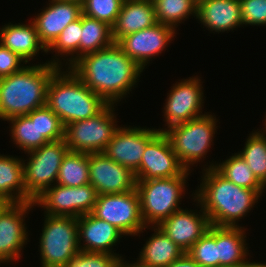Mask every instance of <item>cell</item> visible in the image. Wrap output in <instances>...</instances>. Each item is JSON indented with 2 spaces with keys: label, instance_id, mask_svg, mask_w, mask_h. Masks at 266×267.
I'll return each mask as SVG.
<instances>
[{
  "label": "cell",
  "instance_id": "6da1fadb",
  "mask_svg": "<svg viewBox=\"0 0 266 267\" xmlns=\"http://www.w3.org/2000/svg\"><path fill=\"white\" fill-rule=\"evenodd\" d=\"M69 68L106 103L116 106L137 85L143 72L116 43L81 56Z\"/></svg>",
  "mask_w": 266,
  "mask_h": 267
},
{
  "label": "cell",
  "instance_id": "7a4b0ae2",
  "mask_svg": "<svg viewBox=\"0 0 266 267\" xmlns=\"http://www.w3.org/2000/svg\"><path fill=\"white\" fill-rule=\"evenodd\" d=\"M202 171V182L194 193V202L197 201V206L202 207L211 225L238 227V221L255 207L261 195L255 190L234 184L215 168L203 167Z\"/></svg>",
  "mask_w": 266,
  "mask_h": 267
},
{
  "label": "cell",
  "instance_id": "3957f363",
  "mask_svg": "<svg viewBox=\"0 0 266 267\" xmlns=\"http://www.w3.org/2000/svg\"><path fill=\"white\" fill-rule=\"evenodd\" d=\"M59 68L46 61L0 78V119L27 115L46 105L49 81Z\"/></svg>",
  "mask_w": 266,
  "mask_h": 267
},
{
  "label": "cell",
  "instance_id": "277c9868",
  "mask_svg": "<svg viewBox=\"0 0 266 267\" xmlns=\"http://www.w3.org/2000/svg\"><path fill=\"white\" fill-rule=\"evenodd\" d=\"M64 69L60 67L52 75L47 88L46 105L66 126L96 116L108 103L90 90L70 68Z\"/></svg>",
  "mask_w": 266,
  "mask_h": 267
},
{
  "label": "cell",
  "instance_id": "5b68a950",
  "mask_svg": "<svg viewBox=\"0 0 266 267\" xmlns=\"http://www.w3.org/2000/svg\"><path fill=\"white\" fill-rule=\"evenodd\" d=\"M190 173L186 170L181 176L136 182L141 214L146 226H158L181 209L179 203L182 195H185L186 179Z\"/></svg>",
  "mask_w": 266,
  "mask_h": 267
},
{
  "label": "cell",
  "instance_id": "8992f818",
  "mask_svg": "<svg viewBox=\"0 0 266 267\" xmlns=\"http://www.w3.org/2000/svg\"><path fill=\"white\" fill-rule=\"evenodd\" d=\"M218 119L208 112L204 115L169 127L164 131L182 166L190 171L191 166L204 159L213 143ZM205 155V156H204Z\"/></svg>",
  "mask_w": 266,
  "mask_h": 267
},
{
  "label": "cell",
  "instance_id": "52a82bcc",
  "mask_svg": "<svg viewBox=\"0 0 266 267\" xmlns=\"http://www.w3.org/2000/svg\"><path fill=\"white\" fill-rule=\"evenodd\" d=\"M38 245L41 267H64L79 251L76 217L45 214Z\"/></svg>",
  "mask_w": 266,
  "mask_h": 267
},
{
  "label": "cell",
  "instance_id": "ba28073f",
  "mask_svg": "<svg viewBox=\"0 0 266 267\" xmlns=\"http://www.w3.org/2000/svg\"><path fill=\"white\" fill-rule=\"evenodd\" d=\"M68 151L63 139L48 142L27 152L28 160L22 159L27 202H33L46 189L56 184L62 160Z\"/></svg>",
  "mask_w": 266,
  "mask_h": 267
},
{
  "label": "cell",
  "instance_id": "9c48e42d",
  "mask_svg": "<svg viewBox=\"0 0 266 267\" xmlns=\"http://www.w3.org/2000/svg\"><path fill=\"white\" fill-rule=\"evenodd\" d=\"M114 104H108L96 116L65 126L64 140L72 152H103L117 127Z\"/></svg>",
  "mask_w": 266,
  "mask_h": 267
},
{
  "label": "cell",
  "instance_id": "30bf717a",
  "mask_svg": "<svg viewBox=\"0 0 266 267\" xmlns=\"http://www.w3.org/2000/svg\"><path fill=\"white\" fill-rule=\"evenodd\" d=\"M91 214L115 226L123 236H138L150 227L144 224L136 189L125 193L98 195Z\"/></svg>",
  "mask_w": 266,
  "mask_h": 267
},
{
  "label": "cell",
  "instance_id": "8fae6325",
  "mask_svg": "<svg viewBox=\"0 0 266 267\" xmlns=\"http://www.w3.org/2000/svg\"><path fill=\"white\" fill-rule=\"evenodd\" d=\"M97 196L90 183L78 187L55 184L33 202L45 209L44 214L78 218L92 212Z\"/></svg>",
  "mask_w": 266,
  "mask_h": 267
},
{
  "label": "cell",
  "instance_id": "7c38bea8",
  "mask_svg": "<svg viewBox=\"0 0 266 267\" xmlns=\"http://www.w3.org/2000/svg\"><path fill=\"white\" fill-rule=\"evenodd\" d=\"M199 76L182 79L173 84L165 100L163 113L167 126L165 129L159 128V132H164L169 127L185 123L204 115L202 107L204 105L203 86Z\"/></svg>",
  "mask_w": 266,
  "mask_h": 267
},
{
  "label": "cell",
  "instance_id": "4fadbf2b",
  "mask_svg": "<svg viewBox=\"0 0 266 267\" xmlns=\"http://www.w3.org/2000/svg\"><path fill=\"white\" fill-rule=\"evenodd\" d=\"M33 206L34 202H11L0 213V264L19 261L29 240L25 216Z\"/></svg>",
  "mask_w": 266,
  "mask_h": 267
},
{
  "label": "cell",
  "instance_id": "5bb4252c",
  "mask_svg": "<svg viewBox=\"0 0 266 267\" xmlns=\"http://www.w3.org/2000/svg\"><path fill=\"white\" fill-rule=\"evenodd\" d=\"M176 30L172 26L156 23L120 38L116 44L144 70L150 59L152 61L156 55L159 56L173 41Z\"/></svg>",
  "mask_w": 266,
  "mask_h": 267
},
{
  "label": "cell",
  "instance_id": "9a60e30c",
  "mask_svg": "<svg viewBox=\"0 0 266 267\" xmlns=\"http://www.w3.org/2000/svg\"><path fill=\"white\" fill-rule=\"evenodd\" d=\"M185 171L169 138L164 132H159L146 145L140 167L134 173L137 181H146L181 176Z\"/></svg>",
  "mask_w": 266,
  "mask_h": 267
},
{
  "label": "cell",
  "instance_id": "2e32d148",
  "mask_svg": "<svg viewBox=\"0 0 266 267\" xmlns=\"http://www.w3.org/2000/svg\"><path fill=\"white\" fill-rule=\"evenodd\" d=\"M158 133L155 128L119 127L102 153L135 172L140 167L146 145Z\"/></svg>",
  "mask_w": 266,
  "mask_h": 267
},
{
  "label": "cell",
  "instance_id": "e0dca14e",
  "mask_svg": "<svg viewBox=\"0 0 266 267\" xmlns=\"http://www.w3.org/2000/svg\"><path fill=\"white\" fill-rule=\"evenodd\" d=\"M89 181L98 195L125 193L136 189L135 173L104 153H89Z\"/></svg>",
  "mask_w": 266,
  "mask_h": 267
},
{
  "label": "cell",
  "instance_id": "ac0fdd59",
  "mask_svg": "<svg viewBox=\"0 0 266 267\" xmlns=\"http://www.w3.org/2000/svg\"><path fill=\"white\" fill-rule=\"evenodd\" d=\"M50 3L32 22L36 27L40 42L48 49L69 23L79 19L82 2L78 0H49ZM49 5V6H48Z\"/></svg>",
  "mask_w": 266,
  "mask_h": 267
},
{
  "label": "cell",
  "instance_id": "d6986e66",
  "mask_svg": "<svg viewBox=\"0 0 266 267\" xmlns=\"http://www.w3.org/2000/svg\"><path fill=\"white\" fill-rule=\"evenodd\" d=\"M194 211L181 208L158 225L185 252L211 227L209 217L202 207L200 212Z\"/></svg>",
  "mask_w": 266,
  "mask_h": 267
},
{
  "label": "cell",
  "instance_id": "ffe728a7",
  "mask_svg": "<svg viewBox=\"0 0 266 267\" xmlns=\"http://www.w3.org/2000/svg\"><path fill=\"white\" fill-rule=\"evenodd\" d=\"M77 223L80 250L119 255L114 253L113 246L124 236L115 226L91 213L78 217Z\"/></svg>",
  "mask_w": 266,
  "mask_h": 267
},
{
  "label": "cell",
  "instance_id": "44dd1931",
  "mask_svg": "<svg viewBox=\"0 0 266 267\" xmlns=\"http://www.w3.org/2000/svg\"><path fill=\"white\" fill-rule=\"evenodd\" d=\"M195 19L212 32L234 30L243 26L240 0H204L197 5Z\"/></svg>",
  "mask_w": 266,
  "mask_h": 267
},
{
  "label": "cell",
  "instance_id": "7402d4cb",
  "mask_svg": "<svg viewBox=\"0 0 266 267\" xmlns=\"http://www.w3.org/2000/svg\"><path fill=\"white\" fill-rule=\"evenodd\" d=\"M157 22L152 0H124L112 26V38L116 43L120 38L152 27Z\"/></svg>",
  "mask_w": 266,
  "mask_h": 267
},
{
  "label": "cell",
  "instance_id": "603a6c76",
  "mask_svg": "<svg viewBox=\"0 0 266 267\" xmlns=\"http://www.w3.org/2000/svg\"><path fill=\"white\" fill-rule=\"evenodd\" d=\"M29 21V24L9 23L0 28V43L16 53L26 64L41 50L47 53V49L40 42L34 23L32 20Z\"/></svg>",
  "mask_w": 266,
  "mask_h": 267
},
{
  "label": "cell",
  "instance_id": "cb8c5ba5",
  "mask_svg": "<svg viewBox=\"0 0 266 267\" xmlns=\"http://www.w3.org/2000/svg\"><path fill=\"white\" fill-rule=\"evenodd\" d=\"M245 230L242 226H217L218 267L236 266L248 260Z\"/></svg>",
  "mask_w": 266,
  "mask_h": 267
},
{
  "label": "cell",
  "instance_id": "d4e9b609",
  "mask_svg": "<svg viewBox=\"0 0 266 267\" xmlns=\"http://www.w3.org/2000/svg\"><path fill=\"white\" fill-rule=\"evenodd\" d=\"M154 234L147 239L138 261L148 267H167L185 251L175 244L159 226H152Z\"/></svg>",
  "mask_w": 266,
  "mask_h": 267
},
{
  "label": "cell",
  "instance_id": "484cf974",
  "mask_svg": "<svg viewBox=\"0 0 266 267\" xmlns=\"http://www.w3.org/2000/svg\"><path fill=\"white\" fill-rule=\"evenodd\" d=\"M21 159L0 154V195L10 202H27Z\"/></svg>",
  "mask_w": 266,
  "mask_h": 267
},
{
  "label": "cell",
  "instance_id": "4316f807",
  "mask_svg": "<svg viewBox=\"0 0 266 267\" xmlns=\"http://www.w3.org/2000/svg\"><path fill=\"white\" fill-rule=\"evenodd\" d=\"M112 27L103 21L81 14L79 58L113 44Z\"/></svg>",
  "mask_w": 266,
  "mask_h": 267
},
{
  "label": "cell",
  "instance_id": "83f0119b",
  "mask_svg": "<svg viewBox=\"0 0 266 267\" xmlns=\"http://www.w3.org/2000/svg\"><path fill=\"white\" fill-rule=\"evenodd\" d=\"M206 169L215 168L223 177L238 186L257 191L261 196L266 187L255 177L246 161L238 153L230 156L223 162L210 163Z\"/></svg>",
  "mask_w": 266,
  "mask_h": 267
},
{
  "label": "cell",
  "instance_id": "f1b7e54d",
  "mask_svg": "<svg viewBox=\"0 0 266 267\" xmlns=\"http://www.w3.org/2000/svg\"><path fill=\"white\" fill-rule=\"evenodd\" d=\"M81 38V16L79 19L75 20L72 23L62 30L60 35L54 41V43L47 49V52L53 50L55 52V57L48 61L51 64H54L58 67L63 68L64 59L67 61L65 63V68L68 65V68L77 60L79 59V42ZM60 56L57 58L56 56ZM76 54V55H74ZM71 56L70 58L65 59L66 57ZM62 57L61 61L59 60ZM64 57V58H63ZM69 59V60H68Z\"/></svg>",
  "mask_w": 266,
  "mask_h": 267
},
{
  "label": "cell",
  "instance_id": "f546056e",
  "mask_svg": "<svg viewBox=\"0 0 266 267\" xmlns=\"http://www.w3.org/2000/svg\"><path fill=\"white\" fill-rule=\"evenodd\" d=\"M89 181V153L68 151L62 160L56 184L78 187Z\"/></svg>",
  "mask_w": 266,
  "mask_h": 267
},
{
  "label": "cell",
  "instance_id": "4dcf8cb0",
  "mask_svg": "<svg viewBox=\"0 0 266 267\" xmlns=\"http://www.w3.org/2000/svg\"><path fill=\"white\" fill-rule=\"evenodd\" d=\"M258 130L249 134L244 149L238 154L266 187V131L263 128L261 129L263 132Z\"/></svg>",
  "mask_w": 266,
  "mask_h": 267
},
{
  "label": "cell",
  "instance_id": "1f68e13d",
  "mask_svg": "<svg viewBox=\"0 0 266 267\" xmlns=\"http://www.w3.org/2000/svg\"><path fill=\"white\" fill-rule=\"evenodd\" d=\"M11 123V138L17 148L25 153L38 148L37 109L23 116L8 119Z\"/></svg>",
  "mask_w": 266,
  "mask_h": 267
},
{
  "label": "cell",
  "instance_id": "d6a6232c",
  "mask_svg": "<svg viewBox=\"0 0 266 267\" xmlns=\"http://www.w3.org/2000/svg\"><path fill=\"white\" fill-rule=\"evenodd\" d=\"M158 23L177 28L189 16H196L197 5L192 0H152Z\"/></svg>",
  "mask_w": 266,
  "mask_h": 267
},
{
  "label": "cell",
  "instance_id": "836d02e7",
  "mask_svg": "<svg viewBox=\"0 0 266 267\" xmlns=\"http://www.w3.org/2000/svg\"><path fill=\"white\" fill-rule=\"evenodd\" d=\"M187 253L200 267H218L217 226L211 225Z\"/></svg>",
  "mask_w": 266,
  "mask_h": 267
},
{
  "label": "cell",
  "instance_id": "e575fe53",
  "mask_svg": "<svg viewBox=\"0 0 266 267\" xmlns=\"http://www.w3.org/2000/svg\"><path fill=\"white\" fill-rule=\"evenodd\" d=\"M38 148L64 139L65 126L60 118L47 106L37 108Z\"/></svg>",
  "mask_w": 266,
  "mask_h": 267
},
{
  "label": "cell",
  "instance_id": "d590c367",
  "mask_svg": "<svg viewBox=\"0 0 266 267\" xmlns=\"http://www.w3.org/2000/svg\"><path fill=\"white\" fill-rule=\"evenodd\" d=\"M124 0H82V13L113 26Z\"/></svg>",
  "mask_w": 266,
  "mask_h": 267
},
{
  "label": "cell",
  "instance_id": "8d00e7d4",
  "mask_svg": "<svg viewBox=\"0 0 266 267\" xmlns=\"http://www.w3.org/2000/svg\"><path fill=\"white\" fill-rule=\"evenodd\" d=\"M121 255L80 250L64 267H117Z\"/></svg>",
  "mask_w": 266,
  "mask_h": 267
},
{
  "label": "cell",
  "instance_id": "74e56055",
  "mask_svg": "<svg viewBox=\"0 0 266 267\" xmlns=\"http://www.w3.org/2000/svg\"><path fill=\"white\" fill-rule=\"evenodd\" d=\"M242 25H266V0H240Z\"/></svg>",
  "mask_w": 266,
  "mask_h": 267
},
{
  "label": "cell",
  "instance_id": "f35d334b",
  "mask_svg": "<svg viewBox=\"0 0 266 267\" xmlns=\"http://www.w3.org/2000/svg\"><path fill=\"white\" fill-rule=\"evenodd\" d=\"M24 64L26 63L22 58L0 43V78L20 71Z\"/></svg>",
  "mask_w": 266,
  "mask_h": 267
},
{
  "label": "cell",
  "instance_id": "ab89813d",
  "mask_svg": "<svg viewBox=\"0 0 266 267\" xmlns=\"http://www.w3.org/2000/svg\"><path fill=\"white\" fill-rule=\"evenodd\" d=\"M167 267H200L187 252H185L180 258L171 262Z\"/></svg>",
  "mask_w": 266,
  "mask_h": 267
},
{
  "label": "cell",
  "instance_id": "60d3db41",
  "mask_svg": "<svg viewBox=\"0 0 266 267\" xmlns=\"http://www.w3.org/2000/svg\"><path fill=\"white\" fill-rule=\"evenodd\" d=\"M135 263H126L127 261L124 262V258H120L117 264V267H148L147 265H144L140 263L138 260Z\"/></svg>",
  "mask_w": 266,
  "mask_h": 267
},
{
  "label": "cell",
  "instance_id": "b9f144b4",
  "mask_svg": "<svg viewBox=\"0 0 266 267\" xmlns=\"http://www.w3.org/2000/svg\"><path fill=\"white\" fill-rule=\"evenodd\" d=\"M11 202L8 201L3 195H0V213L5 209Z\"/></svg>",
  "mask_w": 266,
  "mask_h": 267
},
{
  "label": "cell",
  "instance_id": "7bdbcfd3",
  "mask_svg": "<svg viewBox=\"0 0 266 267\" xmlns=\"http://www.w3.org/2000/svg\"><path fill=\"white\" fill-rule=\"evenodd\" d=\"M226 267H255V261L250 262V261H246L245 263H242L240 265H236V266H226Z\"/></svg>",
  "mask_w": 266,
  "mask_h": 267
},
{
  "label": "cell",
  "instance_id": "ee69618b",
  "mask_svg": "<svg viewBox=\"0 0 266 267\" xmlns=\"http://www.w3.org/2000/svg\"><path fill=\"white\" fill-rule=\"evenodd\" d=\"M255 267H266V263L255 262Z\"/></svg>",
  "mask_w": 266,
  "mask_h": 267
},
{
  "label": "cell",
  "instance_id": "f6af8a7d",
  "mask_svg": "<svg viewBox=\"0 0 266 267\" xmlns=\"http://www.w3.org/2000/svg\"><path fill=\"white\" fill-rule=\"evenodd\" d=\"M196 5H198L199 3L203 2L204 0H192Z\"/></svg>",
  "mask_w": 266,
  "mask_h": 267
},
{
  "label": "cell",
  "instance_id": "bcb514c9",
  "mask_svg": "<svg viewBox=\"0 0 266 267\" xmlns=\"http://www.w3.org/2000/svg\"><path fill=\"white\" fill-rule=\"evenodd\" d=\"M264 118H265V122H266V116ZM264 126H265V131H266V123H264Z\"/></svg>",
  "mask_w": 266,
  "mask_h": 267
}]
</instances>
